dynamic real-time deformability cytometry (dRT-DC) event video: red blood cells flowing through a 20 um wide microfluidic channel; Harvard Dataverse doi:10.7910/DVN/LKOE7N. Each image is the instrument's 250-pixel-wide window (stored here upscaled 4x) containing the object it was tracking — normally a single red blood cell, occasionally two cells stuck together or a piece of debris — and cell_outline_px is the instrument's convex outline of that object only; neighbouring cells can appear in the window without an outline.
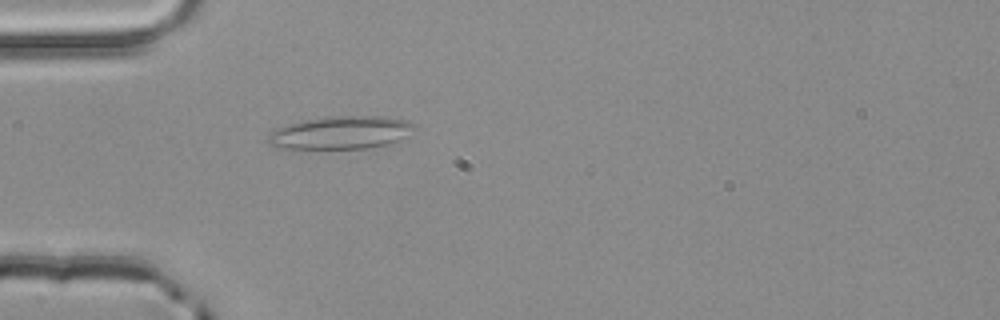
{"species": "common noctule bat (a hibernating species)", "species_latin": "Nyctalus noctula", "temperature_condition": "room temperature", "stored_images_in_passage": 4, "camera_frame_rate_fps": 3000, "um_per_image_px": 0.085, "animal": {"sex": "male", "body_mass_g": 20.4}, "frame": {"image": 1, "passage_image": 4, "time_ms": 1.0, "image_size_px": [1000, 320], "cell_outline_px": [[416, 128], [396, 140], [388, 144], [364, 148], [284, 148], [268, 144], [268, 132], [276, 128], [288, 124], [308, 120], [336, 116], [384, 116], [408, 120], [416, 124]], "centroid_in_image_um": [28.97, 11.26], "position_along_channel_um": 56.0, "area_um2": 27.63}}